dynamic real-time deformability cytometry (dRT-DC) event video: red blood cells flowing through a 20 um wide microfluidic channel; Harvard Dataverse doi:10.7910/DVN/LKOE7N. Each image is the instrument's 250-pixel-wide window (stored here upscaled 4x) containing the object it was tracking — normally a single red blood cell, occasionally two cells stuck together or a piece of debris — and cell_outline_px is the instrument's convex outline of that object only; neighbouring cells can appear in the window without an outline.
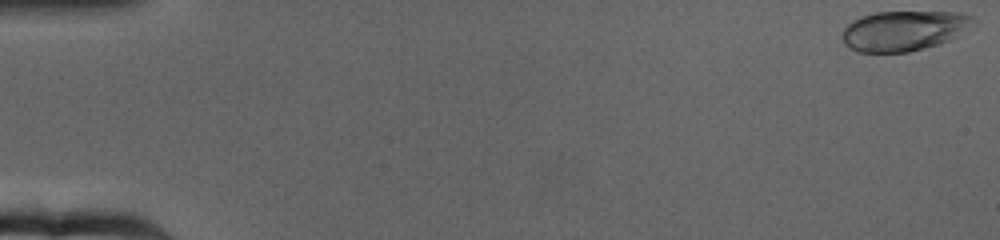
{"species": "human", "species_latin": "Homo sapiens", "temperature_condition": "cold", "stored_images_in_passage": 65, "camera_frame_rate_fps": 3000, "um_per_image_px": 0.085, "donor": {"sex": "female"}, "frame": {"image": 1, "passage_image": 1, "time_ms": 0.0, "image_size_px": [1000, 240], "cell_outline_px": [[976, 20], [956, 36], [940, 44], [908, 52], [856, 52], [844, 44], [840, 36], [844, 28], [852, 20], [876, 12], [956, 12], [972, 16]], "centroid_in_image_um": [76.76, 2.62], "position_along_channel_um": 8.2, "area_um2": 30.46}}
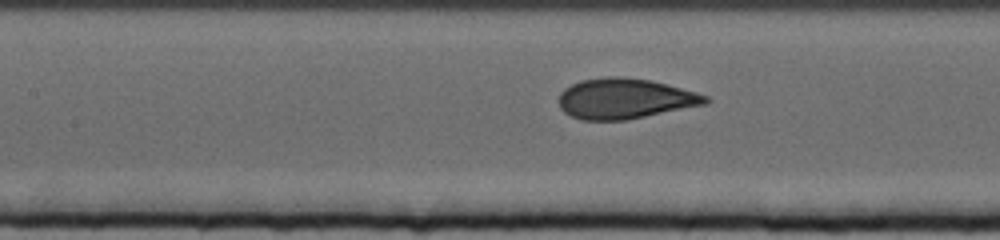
{"frame": {"image": 2, "passage_image": 30, "time_ms": 9.667, "image_size_px": [1000, 240], "cell_outline_px": [[712, 100], [708, 104], [624, 120], [580, 120], [564, 112], [560, 108], [560, 92], [564, 88], [580, 80], [604, 76], [616, 76], [648, 80], [696, 92], [708, 96]], "centroid_in_image_um": [53.11, 8.38], "position_along_channel_um": 154.3, "area_um2": 34.39}}
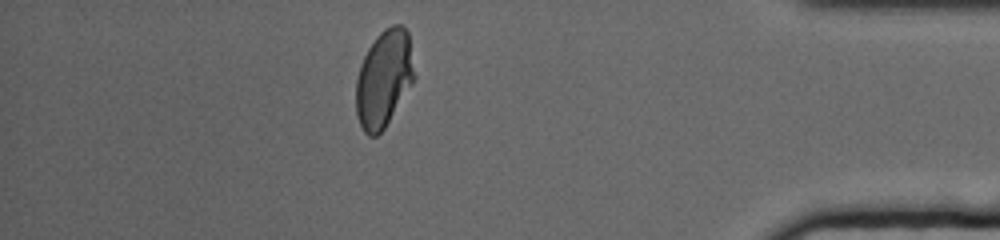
{"frame": {"image": 3, "passage_image": 57, "time_ms": 18.667, "image_size_px": [1000, 240], "cell_outline_px": [[416, 76], [412, 84], [384, 128], [376, 136], [368, 136], [364, 132], [360, 124], [356, 112], [356, 80], [360, 64], [368, 48], [376, 36], [384, 28], [392, 24], [404, 24], [408, 32]], "centroid_in_image_um": [32.64, 6.64], "position_along_channel_um": 402.6, "area_um2": 33.12}, "authors_computed_cell_mechanics": {"area_um2": 33.7552, "velocity_mm_per_s": 3.1722, "shape_relaxation_time_tau1_ms": 7.5236, "shape_relaxation_time_tau2_ms": null, "deformation_change_tau1": 0.1936, "deformation_change_tau2": null}}